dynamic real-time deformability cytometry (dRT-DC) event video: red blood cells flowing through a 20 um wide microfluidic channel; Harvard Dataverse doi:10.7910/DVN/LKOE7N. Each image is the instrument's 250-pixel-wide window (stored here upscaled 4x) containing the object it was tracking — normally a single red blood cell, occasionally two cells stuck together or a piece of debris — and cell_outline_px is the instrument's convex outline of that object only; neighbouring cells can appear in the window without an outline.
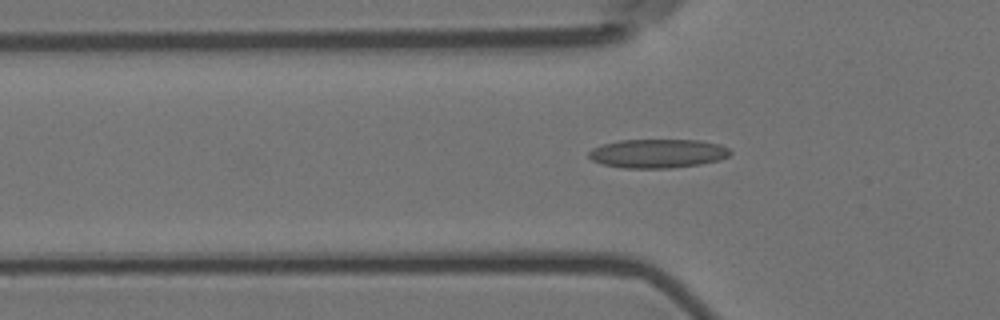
{"species": "Egyptian fruit bat (a non-hibernating species)", "species_latin": "Rousettus aegyptiacus", "temperature_condition": "room temperature", "stored_images_in_passage": 50, "camera_frame_rate_fps": 3000, "um_per_image_px": 0.085, "animal": {"sex": "female"}, "frame": {"image": 1, "passage_image": 15, "time_ms": 4.667, "image_size_px": [1000, 320], "cell_outline_px": [[732, 152], [728, 156], [720, 160], [700, 164], [672, 168], [624, 168], [600, 164], [592, 160], [588, 156], [588, 152], [592, 148], [604, 144], [620, 140], [700, 140], [720, 144], [728, 148]], "centroid_in_image_um": [55.9, 13.05], "position_along_channel_um": 69.9, "area_um2": 23.93}}
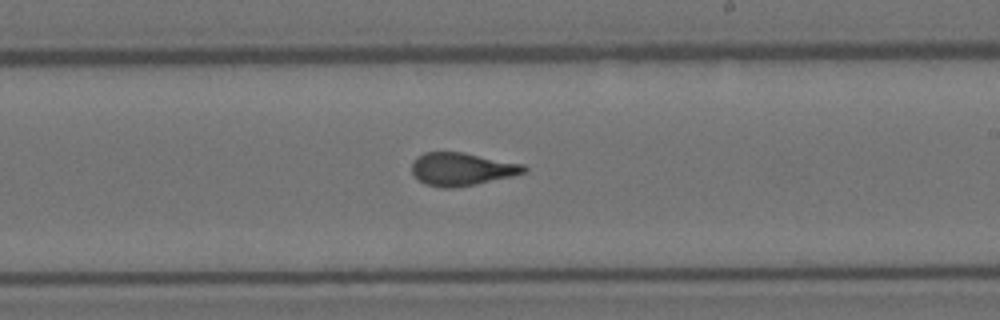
{"frame": {"image": 2, "passage_image": 30, "time_ms": 9.667, "image_size_px": [1000, 320], "cell_outline_px": [[528, 172], [512, 176], [476, 184], [452, 188], [444, 188], [424, 184], [412, 172], [412, 160], [416, 156], [424, 152], [464, 152], [524, 164], [528, 168]], "centroid_in_image_um": [39.26, 14.36], "position_along_channel_um": 249.7, "area_um2": 21.68}}
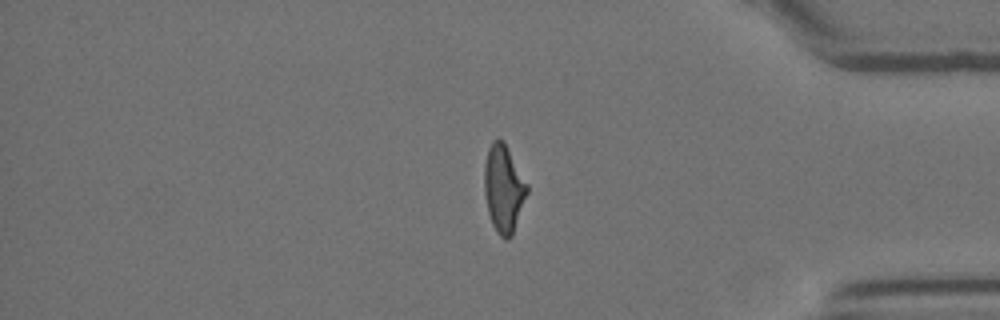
{"frame": {"image": 3, "passage_image": 44, "time_ms": 14.333, "image_size_px": [1000, 320], "cell_outline_px": [[528, 192], [512, 236], [508, 240], [504, 240], [496, 232], [492, 224], [488, 212], [484, 192], [484, 164], [488, 148], [492, 140], [504, 140], [528, 184]], "centroid_in_image_um": [42.81, 16.04], "position_along_channel_um": 392.4, "area_um2": 22.02}, "authors_computed_cell_mechanics": {"area_um2": 21.6461, "velocity_mm_per_s": 3.5806, "shape_relaxation_time_tau1_ms": 5.7518, "shape_relaxation_time_tau2_ms": 1.0142, "deformation_change_tau1": 0.1848, "deformation_change_tau2": 0.0797}}